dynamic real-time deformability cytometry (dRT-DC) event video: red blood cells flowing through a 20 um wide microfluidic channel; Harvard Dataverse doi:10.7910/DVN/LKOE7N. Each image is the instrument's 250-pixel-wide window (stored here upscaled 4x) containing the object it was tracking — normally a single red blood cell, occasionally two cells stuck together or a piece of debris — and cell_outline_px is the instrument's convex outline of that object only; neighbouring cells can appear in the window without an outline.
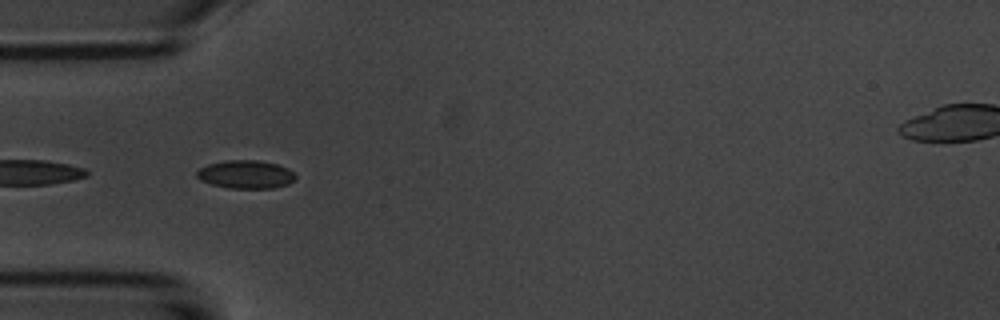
{"species": "common noctule bat (a hibernating species)", "species_latin": "Nyctalus noctula", "temperature_condition": "room temperature", "stored_images_in_passage": 7, "camera_frame_rate_fps": 3000, "um_per_image_px": 0.085, "animal": {"sex": "male", "body_mass_g": 20.1, "forearm_length_mm": 53.5}, "frame": {"image": 1, "passage_image": 4, "time_ms": 3.333, "image_size_px": [1000, 320], "cell_outline_px": [[296, 176], [288, 184], [272, 188], [228, 188], [212, 184], [200, 180], [196, 176], [196, 172], [200, 168], [208, 164], [224, 160], [260, 160], [276, 164], [288, 168]], "centroid_in_image_um": [20.86, 14.81], "position_along_channel_um": 64.1, "area_um2": 16.18}}
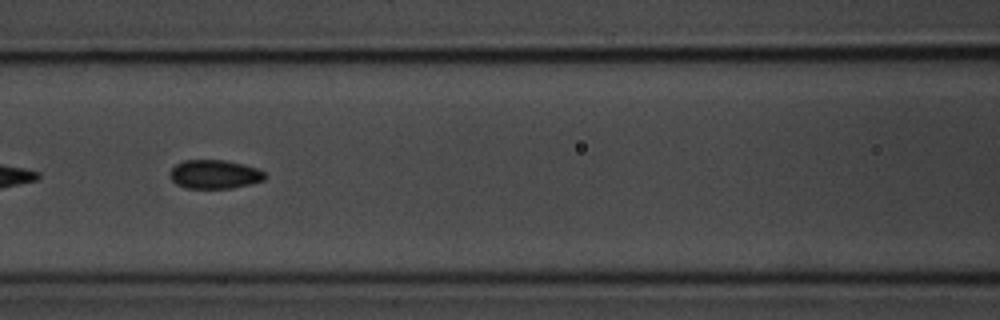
{"frame": {"image": 2, "passage_image": 6, "time_ms": 5.667, "image_size_px": [1000, 320], "cell_outline_px": [[268, 176], [264, 180], [232, 188], [188, 188], [176, 184], [168, 176], [168, 172], [176, 164], [184, 160], [224, 160], [244, 164], [256, 168], [264, 172]], "centroid_in_image_um": [18.22, 14.81], "position_along_channel_um": 148.4, "area_um2": 16.01}}
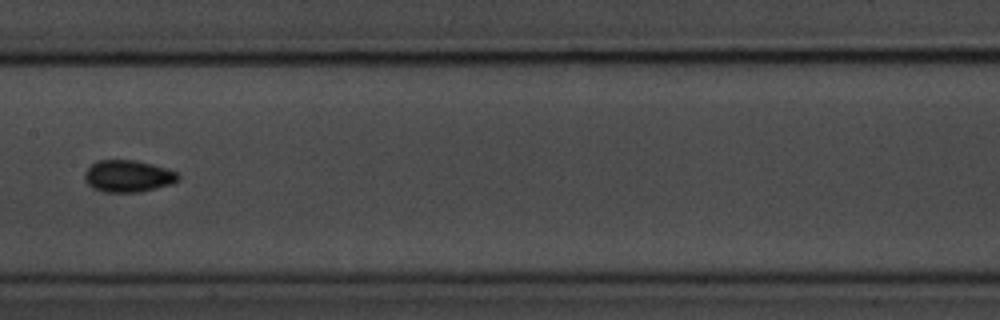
{"frame": {"image": 3, "passage_image": 7, "time_ms": 7.0, "image_size_px": [1000, 320], "cell_outline_px": [[180, 180], [172, 184], [140, 192], [104, 192], [92, 188], [84, 180], [84, 172], [92, 164], [100, 160], [132, 160], [152, 164], [176, 172], [180, 176]], "centroid_in_image_um": [10.88, 14.98], "position_along_channel_um": 196.5, "area_um2": 17.4}}